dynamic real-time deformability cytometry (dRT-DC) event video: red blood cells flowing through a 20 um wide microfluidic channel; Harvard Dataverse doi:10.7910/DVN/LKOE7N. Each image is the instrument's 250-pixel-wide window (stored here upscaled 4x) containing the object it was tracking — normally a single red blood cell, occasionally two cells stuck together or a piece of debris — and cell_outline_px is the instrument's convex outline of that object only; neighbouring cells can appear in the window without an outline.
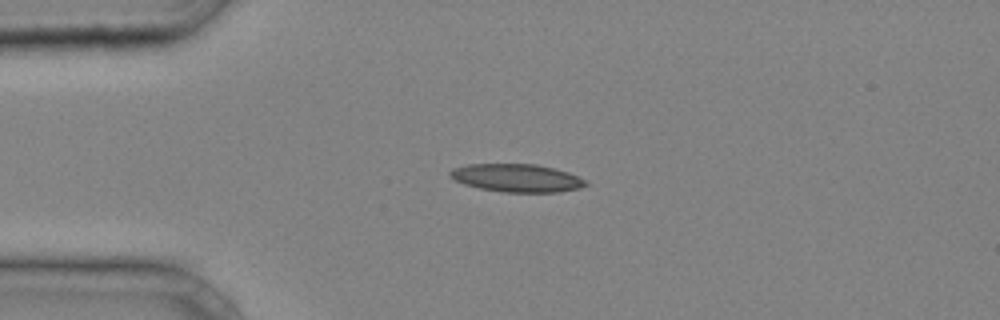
{"species": "common noctule bat (a hibernating species)", "species_latin": "Nyctalus noctula", "temperature_condition": "cold", "stored_images_in_passage": 32, "camera_frame_rate_fps": 3000, "um_per_image_px": 0.085, "animal": {"sex": "male", "body_mass_g": 20.4}, "frame": {"image": 1, "passage_image": 1, "time_ms": 0.0, "image_size_px": [1000, 320], "cell_outline_px": [[588, 184], [580, 188], [556, 192], [504, 192], [480, 188], [464, 184], [448, 176], [448, 172], [452, 168], [468, 164], [536, 164], [568, 172], [584, 180]], "centroid_in_image_um": [43.88, 15.12], "position_along_channel_um": 41.1, "area_um2": 21.96}}
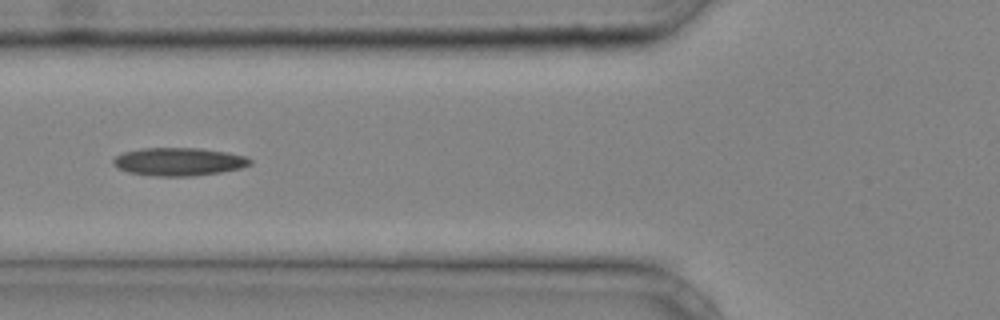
{"frame": {"image": 2, "passage_image": 7, "time_ms": 2.0, "image_size_px": [1000, 320], "cell_outline_px": [[252, 164], [240, 168], [220, 172], [192, 176], [156, 176], [128, 172], [112, 164], [112, 160], [116, 156], [124, 152], [144, 148], [200, 148], [224, 152], [244, 156], [252, 160]], "centroid_in_image_um": [15.19, 13.74], "position_along_channel_um": 110.6, "area_um2": 22.14}}
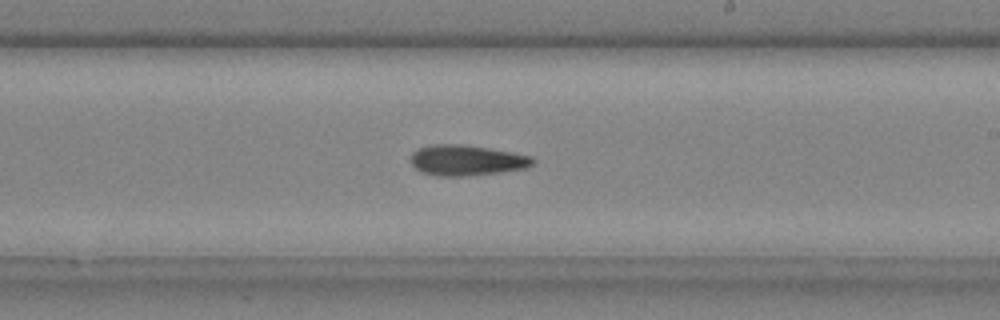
{"frame": {"image": 3, "passage_image": 16, "time_ms": 5.0, "image_size_px": [1000, 320], "cell_outline_px": [[536, 160], [532, 164], [524, 168], [496, 172], [460, 176], [440, 176], [420, 172], [412, 164], [412, 152], [420, 148], [432, 144], [464, 144], [512, 152], [532, 156]], "centroid_in_image_um": [39.65, 13.61], "position_along_channel_um": 249.4, "area_um2": 21.44}}